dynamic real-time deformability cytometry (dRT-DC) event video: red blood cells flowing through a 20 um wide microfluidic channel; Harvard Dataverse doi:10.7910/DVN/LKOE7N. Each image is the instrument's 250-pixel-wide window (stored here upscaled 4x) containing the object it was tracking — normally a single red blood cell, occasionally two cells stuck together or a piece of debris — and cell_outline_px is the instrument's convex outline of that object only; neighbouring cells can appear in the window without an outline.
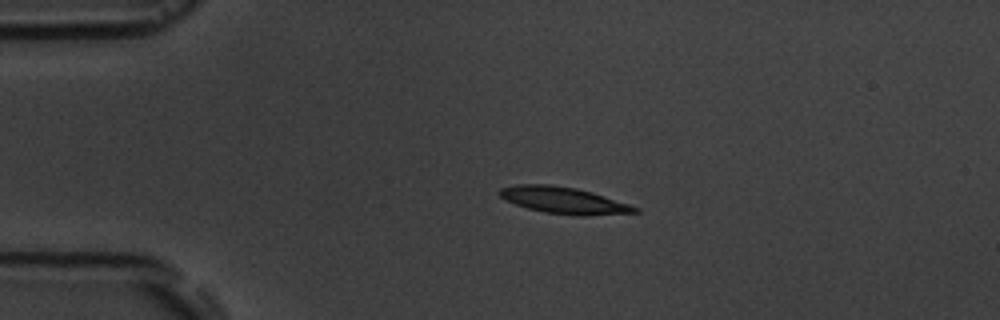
{"species": "common noctule bat (a hibernating species)", "species_latin": "Nyctalus noctula", "temperature_condition": "room temperature", "stored_images_in_passage": 1, "camera_frame_rate_fps": 3000, "um_per_image_px": 0.085, "animal": {"sex": "male", "body_mass_g": 19.5, "forearm_length_mm": 54.6}, "frame": {"image": 1, "passage_image": 1, "time_ms": 0.0, "image_size_px": [1000, 320], "cell_outline_px": [[640, 212], [584, 216], [576, 216], [544, 212], [528, 208], [516, 204], [500, 196], [496, 192], [500, 188], [516, 184], [552, 184], [576, 188], [592, 192], [640, 208]], "centroid_in_image_um": [47.91, 17.02], "position_along_channel_um": 37.1, "area_um2": 20.98}}